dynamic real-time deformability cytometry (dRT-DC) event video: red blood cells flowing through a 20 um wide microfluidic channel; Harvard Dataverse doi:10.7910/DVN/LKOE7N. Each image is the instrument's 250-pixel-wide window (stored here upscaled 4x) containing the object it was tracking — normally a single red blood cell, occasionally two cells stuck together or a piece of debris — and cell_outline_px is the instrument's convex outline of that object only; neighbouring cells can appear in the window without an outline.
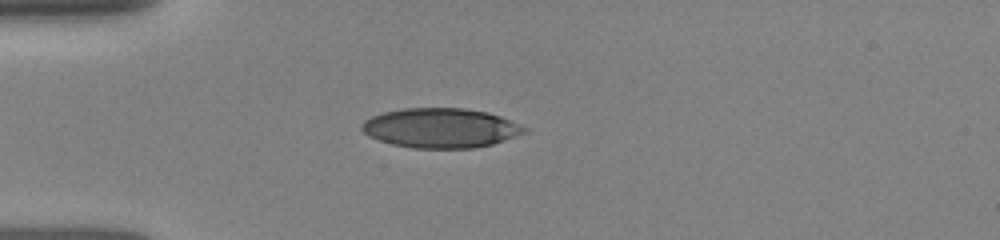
{"species": "human", "species_latin": "Homo sapiens", "temperature_condition": "room temperature", "stored_images_in_passage": 53, "camera_frame_rate_fps": 3000, "um_per_image_px": 0.085, "donor": {"sex": "female"}, "frame": {"image": 1, "passage_image": 1, "time_ms": 0.0, "image_size_px": [1000, 240], "cell_outline_px": [[528, 132], [492, 144], [476, 148], [416, 148], [392, 144], [368, 136], [360, 128], [360, 124], [364, 120], [372, 116], [384, 112], [404, 108], [464, 108], [488, 112], [500, 116], [528, 128]], "centroid_in_image_um": [37.46, 10.88], "position_along_channel_um": 47.5, "area_um2": 37.57}}
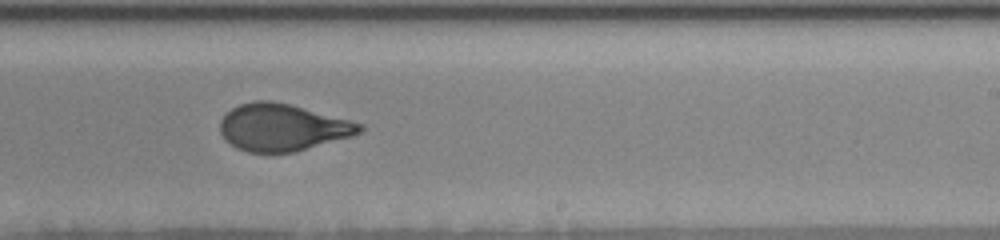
{"frame": {"image": 2, "passage_image": 22, "time_ms": 5.667, "image_size_px": [1000, 240], "cell_outline_px": [[364, 128], [360, 132], [352, 136], [292, 152], [248, 152], [236, 148], [220, 132], [220, 120], [232, 108], [240, 104], [252, 100], [272, 100], [288, 104], [364, 124]], "centroid_in_image_um": [23.99, 10.82], "position_along_channel_um": 265.0, "area_um2": 37.74}}
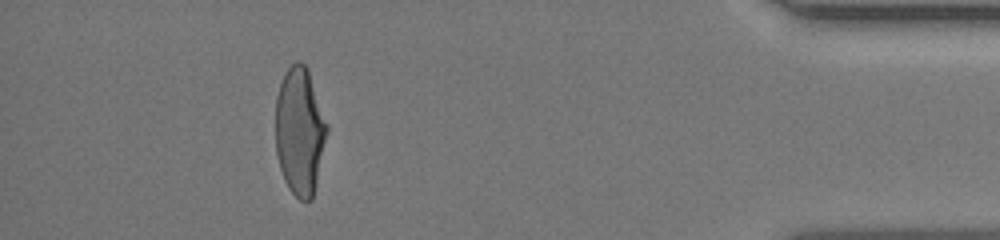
{"frame": {"image": 3, "passage_image": 42, "time_ms": 10.333, "image_size_px": [1000, 240], "cell_outline_px": [[328, 132], [316, 184], [312, 200], [300, 200], [288, 188], [284, 180], [280, 168], [276, 152], [276, 96], [280, 84], [288, 68], [296, 60], [300, 60], [304, 64], [308, 72], [328, 124]], "centroid_in_image_um": [25.48, 11.18], "position_along_channel_um": 409.7, "area_um2": 38.03}}